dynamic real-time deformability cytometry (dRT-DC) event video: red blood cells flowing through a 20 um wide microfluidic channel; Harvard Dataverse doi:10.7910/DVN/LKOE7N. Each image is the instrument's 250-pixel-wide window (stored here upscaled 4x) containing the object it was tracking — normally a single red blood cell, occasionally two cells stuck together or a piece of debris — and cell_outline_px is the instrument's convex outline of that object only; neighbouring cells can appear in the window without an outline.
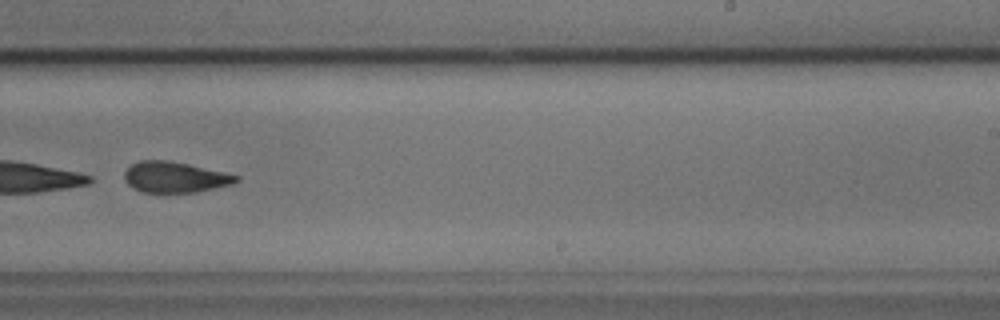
{"species": "common noctule bat (a hibernating species)", "species_latin": "Nyctalus noctula", "temperature_condition": "cold", "stored_images_in_passage": 51, "camera_frame_rate_fps": 3000, "um_per_image_px": 0.085, "animal": {"sex": "male", "body_mass_g": 17.9, "forearm_length_mm": 54.2}, "frame": {"image": 1, "passage_image": 32, "time_ms": 10.333, "image_size_px": [1000, 320], "cell_outline_px": [[240, 180], [232, 184], [196, 192], [144, 192], [132, 188], [124, 180], [124, 172], [132, 164], [140, 160], [168, 160], [188, 164], [224, 172], [240, 176]], "centroid_in_image_um": [14.86, 15.05], "position_along_channel_um": 274.1, "area_um2": 20.0}}